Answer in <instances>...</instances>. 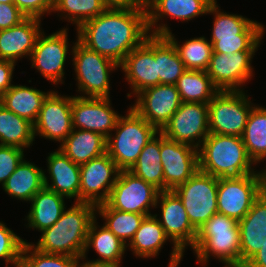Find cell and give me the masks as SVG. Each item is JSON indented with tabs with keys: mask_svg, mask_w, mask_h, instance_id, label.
Returning a JSON list of instances; mask_svg holds the SVG:
<instances>
[{
	"mask_svg": "<svg viewBox=\"0 0 266 267\" xmlns=\"http://www.w3.org/2000/svg\"><path fill=\"white\" fill-rule=\"evenodd\" d=\"M154 57L157 60L160 84L175 85L187 70L175 46L166 36L154 35Z\"/></svg>",
	"mask_w": 266,
	"mask_h": 267,
	"instance_id": "cell-36",
	"label": "cell"
},
{
	"mask_svg": "<svg viewBox=\"0 0 266 267\" xmlns=\"http://www.w3.org/2000/svg\"><path fill=\"white\" fill-rule=\"evenodd\" d=\"M44 187V170L24 159L2 185L8 195L26 202Z\"/></svg>",
	"mask_w": 266,
	"mask_h": 267,
	"instance_id": "cell-30",
	"label": "cell"
},
{
	"mask_svg": "<svg viewBox=\"0 0 266 267\" xmlns=\"http://www.w3.org/2000/svg\"><path fill=\"white\" fill-rule=\"evenodd\" d=\"M262 170V193L266 196V169Z\"/></svg>",
	"mask_w": 266,
	"mask_h": 267,
	"instance_id": "cell-50",
	"label": "cell"
},
{
	"mask_svg": "<svg viewBox=\"0 0 266 267\" xmlns=\"http://www.w3.org/2000/svg\"><path fill=\"white\" fill-rule=\"evenodd\" d=\"M107 139L100 133L75 129L58 148L74 163L82 165L106 153Z\"/></svg>",
	"mask_w": 266,
	"mask_h": 267,
	"instance_id": "cell-27",
	"label": "cell"
},
{
	"mask_svg": "<svg viewBox=\"0 0 266 267\" xmlns=\"http://www.w3.org/2000/svg\"><path fill=\"white\" fill-rule=\"evenodd\" d=\"M241 138L249 158L255 165L266 159V108L264 106L252 107Z\"/></svg>",
	"mask_w": 266,
	"mask_h": 267,
	"instance_id": "cell-34",
	"label": "cell"
},
{
	"mask_svg": "<svg viewBox=\"0 0 266 267\" xmlns=\"http://www.w3.org/2000/svg\"><path fill=\"white\" fill-rule=\"evenodd\" d=\"M16 7L27 17L41 19L53 11L54 0H13Z\"/></svg>",
	"mask_w": 266,
	"mask_h": 267,
	"instance_id": "cell-43",
	"label": "cell"
},
{
	"mask_svg": "<svg viewBox=\"0 0 266 267\" xmlns=\"http://www.w3.org/2000/svg\"><path fill=\"white\" fill-rule=\"evenodd\" d=\"M82 267H120V265H110V264H83Z\"/></svg>",
	"mask_w": 266,
	"mask_h": 267,
	"instance_id": "cell-49",
	"label": "cell"
},
{
	"mask_svg": "<svg viewBox=\"0 0 266 267\" xmlns=\"http://www.w3.org/2000/svg\"><path fill=\"white\" fill-rule=\"evenodd\" d=\"M198 264L205 266L212 255L224 267H240V229L236 219L215 213L197 231L192 247Z\"/></svg>",
	"mask_w": 266,
	"mask_h": 267,
	"instance_id": "cell-4",
	"label": "cell"
},
{
	"mask_svg": "<svg viewBox=\"0 0 266 267\" xmlns=\"http://www.w3.org/2000/svg\"><path fill=\"white\" fill-rule=\"evenodd\" d=\"M47 164L50 179L44 171L45 187L67 199L74 198L79 202L80 165L74 163L59 149L49 154ZM48 179L51 180V184Z\"/></svg>",
	"mask_w": 266,
	"mask_h": 267,
	"instance_id": "cell-24",
	"label": "cell"
},
{
	"mask_svg": "<svg viewBox=\"0 0 266 267\" xmlns=\"http://www.w3.org/2000/svg\"><path fill=\"white\" fill-rule=\"evenodd\" d=\"M72 46L73 66L82 97L110 98V72L120 68L113 60L90 50L78 40ZM87 95V96H85Z\"/></svg>",
	"mask_w": 266,
	"mask_h": 267,
	"instance_id": "cell-7",
	"label": "cell"
},
{
	"mask_svg": "<svg viewBox=\"0 0 266 267\" xmlns=\"http://www.w3.org/2000/svg\"><path fill=\"white\" fill-rule=\"evenodd\" d=\"M41 19L26 18L20 24L0 30V59L17 63L31 56L40 33Z\"/></svg>",
	"mask_w": 266,
	"mask_h": 267,
	"instance_id": "cell-25",
	"label": "cell"
},
{
	"mask_svg": "<svg viewBox=\"0 0 266 267\" xmlns=\"http://www.w3.org/2000/svg\"><path fill=\"white\" fill-rule=\"evenodd\" d=\"M240 229V267L266 244V196L253 202L250 211L238 221Z\"/></svg>",
	"mask_w": 266,
	"mask_h": 267,
	"instance_id": "cell-23",
	"label": "cell"
},
{
	"mask_svg": "<svg viewBox=\"0 0 266 267\" xmlns=\"http://www.w3.org/2000/svg\"><path fill=\"white\" fill-rule=\"evenodd\" d=\"M24 149L0 145V183L3 185L24 159Z\"/></svg>",
	"mask_w": 266,
	"mask_h": 267,
	"instance_id": "cell-42",
	"label": "cell"
},
{
	"mask_svg": "<svg viewBox=\"0 0 266 267\" xmlns=\"http://www.w3.org/2000/svg\"><path fill=\"white\" fill-rule=\"evenodd\" d=\"M243 267H266V244Z\"/></svg>",
	"mask_w": 266,
	"mask_h": 267,
	"instance_id": "cell-46",
	"label": "cell"
},
{
	"mask_svg": "<svg viewBox=\"0 0 266 267\" xmlns=\"http://www.w3.org/2000/svg\"><path fill=\"white\" fill-rule=\"evenodd\" d=\"M160 150L161 132L159 131L143 148L136 163L129 171L136 177L152 184L160 191H164V176Z\"/></svg>",
	"mask_w": 266,
	"mask_h": 267,
	"instance_id": "cell-32",
	"label": "cell"
},
{
	"mask_svg": "<svg viewBox=\"0 0 266 267\" xmlns=\"http://www.w3.org/2000/svg\"><path fill=\"white\" fill-rule=\"evenodd\" d=\"M96 221L97 219L95 218L90 224L81 260L84 261L86 259V253L90 247L96 251L100 259L89 260L82 264L120 265L127 245L115 236L104 224L100 228Z\"/></svg>",
	"mask_w": 266,
	"mask_h": 267,
	"instance_id": "cell-26",
	"label": "cell"
},
{
	"mask_svg": "<svg viewBox=\"0 0 266 267\" xmlns=\"http://www.w3.org/2000/svg\"><path fill=\"white\" fill-rule=\"evenodd\" d=\"M13 266H14V267H23V265H22L21 262H19V263H17V264H14ZM6 267H9V266H6Z\"/></svg>",
	"mask_w": 266,
	"mask_h": 267,
	"instance_id": "cell-52",
	"label": "cell"
},
{
	"mask_svg": "<svg viewBox=\"0 0 266 267\" xmlns=\"http://www.w3.org/2000/svg\"><path fill=\"white\" fill-rule=\"evenodd\" d=\"M115 130V136L111 134L107 138L106 152L120 171H129L143 148L159 132L131 106L126 116H119Z\"/></svg>",
	"mask_w": 266,
	"mask_h": 267,
	"instance_id": "cell-6",
	"label": "cell"
},
{
	"mask_svg": "<svg viewBox=\"0 0 266 267\" xmlns=\"http://www.w3.org/2000/svg\"><path fill=\"white\" fill-rule=\"evenodd\" d=\"M96 206L76 202L51 227L44 229L39 241L32 246L47 254H63L81 258L91 222L96 218Z\"/></svg>",
	"mask_w": 266,
	"mask_h": 267,
	"instance_id": "cell-2",
	"label": "cell"
},
{
	"mask_svg": "<svg viewBox=\"0 0 266 267\" xmlns=\"http://www.w3.org/2000/svg\"><path fill=\"white\" fill-rule=\"evenodd\" d=\"M160 190L136 177L130 171H120L106 203L115 210L153 215ZM151 206V207H150Z\"/></svg>",
	"mask_w": 266,
	"mask_h": 267,
	"instance_id": "cell-11",
	"label": "cell"
},
{
	"mask_svg": "<svg viewBox=\"0 0 266 267\" xmlns=\"http://www.w3.org/2000/svg\"><path fill=\"white\" fill-rule=\"evenodd\" d=\"M0 3H13V0H0Z\"/></svg>",
	"mask_w": 266,
	"mask_h": 267,
	"instance_id": "cell-51",
	"label": "cell"
},
{
	"mask_svg": "<svg viewBox=\"0 0 266 267\" xmlns=\"http://www.w3.org/2000/svg\"><path fill=\"white\" fill-rule=\"evenodd\" d=\"M34 140V125L0 104V145L24 149Z\"/></svg>",
	"mask_w": 266,
	"mask_h": 267,
	"instance_id": "cell-33",
	"label": "cell"
},
{
	"mask_svg": "<svg viewBox=\"0 0 266 267\" xmlns=\"http://www.w3.org/2000/svg\"><path fill=\"white\" fill-rule=\"evenodd\" d=\"M157 216V214L146 216L140 228L135 232L133 239L127 244V247H130L136 257H156L159 255L163 244L170 240L160 225Z\"/></svg>",
	"mask_w": 266,
	"mask_h": 267,
	"instance_id": "cell-31",
	"label": "cell"
},
{
	"mask_svg": "<svg viewBox=\"0 0 266 267\" xmlns=\"http://www.w3.org/2000/svg\"><path fill=\"white\" fill-rule=\"evenodd\" d=\"M81 258L38 251L32 243H24L21 254L23 267H82Z\"/></svg>",
	"mask_w": 266,
	"mask_h": 267,
	"instance_id": "cell-40",
	"label": "cell"
},
{
	"mask_svg": "<svg viewBox=\"0 0 266 267\" xmlns=\"http://www.w3.org/2000/svg\"><path fill=\"white\" fill-rule=\"evenodd\" d=\"M218 178L198 170L173 191L182 200L188 219L198 231L217 209Z\"/></svg>",
	"mask_w": 266,
	"mask_h": 267,
	"instance_id": "cell-10",
	"label": "cell"
},
{
	"mask_svg": "<svg viewBox=\"0 0 266 267\" xmlns=\"http://www.w3.org/2000/svg\"><path fill=\"white\" fill-rule=\"evenodd\" d=\"M73 128L100 133L106 139L114 131L119 114L112 109L110 98L72 96Z\"/></svg>",
	"mask_w": 266,
	"mask_h": 267,
	"instance_id": "cell-19",
	"label": "cell"
},
{
	"mask_svg": "<svg viewBox=\"0 0 266 267\" xmlns=\"http://www.w3.org/2000/svg\"><path fill=\"white\" fill-rule=\"evenodd\" d=\"M255 52H212L206 72L220 91H243L242 85L254 76L251 62Z\"/></svg>",
	"mask_w": 266,
	"mask_h": 267,
	"instance_id": "cell-16",
	"label": "cell"
},
{
	"mask_svg": "<svg viewBox=\"0 0 266 267\" xmlns=\"http://www.w3.org/2000/svg\"><path fill=\"white\" fill-rule=\"evenodd\" d=\"M218 7L215 0L207 12L214 15L212 35L209 40L213 52L227 54L257 51L265 34L264 25L242 15L224 13Z\"/></svg>",
	"mask_w": 266,
	"mask_h": 267,
	"instance_id": "cell-5",
	"label": "cell"
},
{
	"mask_svg": "<svg viewBox=\"0 0 266 267\" xmlns=\"http://www.w3.org/2000/svg\"><path fill=\"white\" fill-rule=\"evenodd\" d=\"M119 67L124 71L133 95L159 85L157 60L154 57V35L150 34L140 46L130 51Z\"/></svg>",
	"mask_w": 266,
	"mask_h": 267,
	"instance_id": "cell-21",
	"label": "cell"
},
{
	"mask_svg": "<svg viewBox=\"0 0 266 267\" xmlns=\"http://www.w3.org/2000/svg\"><path fill=\"white\" fill-rule=\"evenodd\" d=\"M120 170L106 152L80 165L79 202L93 205L105 203Z\"/></svg>",
	"mask_w": 266,
	"mask_h": 267,
	"instance_id": "cell-14",
	"label": "cell"
},
{
	"mask_svg": "<svg viewBox=\"0 0 266 267\" xmlns=\"http://www.w3.org/2000/svg\"><path fill=\"white\" fill-rule=\"evenodd\" d=\"M161 164L164 191L174 190L199 170L198 149L168 139L161 133Z\"/></svg>",
	"mask_w": 266,
	"mask_h": 267,
	"instance_id": "cell-17",
	"label": "cell"
},
{
	"mask_svg": "<svg viewBox=\"0 0 266 267\" xmlns=\"http://www.w3.org/2000/svg\"><path fill=\"white\" fill-rule=\"evenodd\" d=\"M255 104L244 91H219L208 104L209 132L242 137Z\"/></svg>",
	"mask_w": 266,
	"mask_h": 267,
	"instance_id": "cell-9",
	"label": "cell"
},
{
	"mask_svg": "<svg viewBox=\"0 0 266 267\" xmlns=\"http://www.w3.org/2000/svg\"><path fill=\"white\" fill-rule=\"evenodd\" d=\"M16 63L0 59V97L13 85L12 76Z\"/></svg>",
	"mask_w": 266,
	"mask_h": 267,
	"instance_id": "cell-45",
	"label": "cell"
},
{
	"mask_svg": "<svg viewBox=\"0 0 266 267\" xmlns=\"http://www.w3.org/2000/svg\"><path fill=\"white\" fill-rule=\"evenodd\" d=\"M106 8L102 0H54L52 12H61L58 16L76 24L78 29L84 22L97 17Z\"/></svg>",
	"mask_w": 266,
	"mask_h": 267,
	"instance_id": "cell-39",
	"label": "cell"
},
{
	"mask_svg": "<svg viewBox=\"0 0 266 267\" xmlns=\"http://www.w3.org/2000/svg\"><path fill=\"white\" fill-rule=\"evenodd\" d=\"M175 85L182 102L209 104L220 91L204 70H186Z\"/></svg>",
	"mask_w": 266,
	"mask_h": 267,
	"instance_id": "cell-35",
	"label": "cell"
},
{
	"mask_svg": "<svg viewBox=\"0 0 266 267\" xmlns=\"http://www.w3.org/2000/svg\"><path fill=\"white\" fill-rule=\"evenodd\" d=\"M96 213L103 217L104 225L126 245L133 239L146 217L143 214L112 209L106 202L96 205Z\"/></svg>",
	"mask_w": 266,
	"mask_h": 267,
	"instance_id": "cell-37",
	"label": "cell"
},
{
	"mask_svg": "<svg viewBox=\"0 0 266 267\" xmlns=\"http://www.w3.org/2000/svg\"><path fill=\"white\" fill-rule=\"evenodd\" d=\"M156 0H137V8H142L147 10L150 6L154 4Z\"/></svg>",
	"mask_w": 266,
	"mask_h": 267,
	"instance_id": "cell-48",
	"label": "cell"
},
{
	"mask_svg": "<svg viewBox=\"0 0 266 267\" xmlns=\"http://www.w3.org/2000/svg\"><path fill=\"white\" fill-rule=\"evenodd\" d=\"M107 8H137V0H102Z\"/></svg>",
	"mask_w": 266,
	"mask_h": 267,
	"instance_id": "cell-47",
	"label": "cell"
},
{
	"mask_svg": "<svg viewBox=\"0 0 266 267\" xmlns=\"http://www.w3.org/2000/svg\"><path fill=\"white\" fill-rule=\"evenodd\" d=\"M262 193V171L240 179H219L217 189L218 213L240 221Z\"/></svg>",
	"mask_w": 266,
	"mask_h": 267,
	"instance_id": "cell-12",
	"label": "cell"
},
{
	"mask_svg": "<svg viewBox=\"0 0 266 267\" xmlns=\"http://www.w3.org/2000/svg\"><path fill=\"white\" fill-rule=\"evenodd\" d=\"M215 0H156L147 9V26L151 35L166 36L171 33L168 25L158 24L164 17L190 21L195 17L207 15L210 5ZM156 24V25H155ZM156 26V27H155ZM155 27V28H154ZM153 29V30H152Z\"/></svg>",
	"mask_w": 266,
	"mask_h": 267,
	"instance_id": "cell-22",
	"label": "cell"
},
{
	"mask_svg": "<svg viewBox=\"0 0 266 267\" xmlns=\"http://www.w3.org/2000/svg\"><path fill=\"white\" fill-rule=\"evenodd\" d=\"M67 30L63 28L48 36L44 31L41 32L29 58L31 67H35L47 81L55 85L59 82L63 84L64 80V66L69 50Z\"/></svg>",
	"mask_w": 266,
	"mask_h": 267,
	"instance_id": "cell-15",
	"label": "cell"
},
{
	"mask_svg": "<svg viewBox=\"0 0 266 267\" xmlns=\"http://www.w3.org/2000/svg\"><path fill=\"white\" fill-rule=\"evenodd\" d=\"M51 92L52 90L44 92L25 85H12L0 97V103L6 109L34 125L44 100Z\"/></svg>",
	"mask_w": 266,
	"mask_h": 267,
	"instance_id": "cell-28",
	"label": "cell"
},
{
	"mask_svg": "<svg viewBox=\"0 0 266 267\" xmlns=\"http://www.w3.org/2000/svg\"><path fill=\"white\" fill-rule=\"evenodd\" d=\"M199 170L219 179H240L257 171L241 137L210 133L198 148Z\"/></svg>",
	"mask_w": 266,
	"mask_h": 267,
	"instance_id": "cell-3",
	"label": "cell"
},
{
	"mask_svg": "<svg viewBox=\"0 0 266 267\" xmlns=\"http://www.w3.org/2000/svg\"><path fill=\"white\" fill-rule=\"evenodd\" d=\"M159 204L161 205V218L158 220L174 246L168 267H178L184 256L185 248L193 247L197 230L190 223L182 200L173 190L160 191L156 206Z\"/></svg>",
	"mask_w": 266,
	"mask_h": 267,
	"instance_id": "cell-8",
	"label": "cell"
},
{
	"mask_svg": "<svg viewBox=\"0 0 266 267\" xmlns=\"http://www.w3.org/2000/svg\"><path fill=\"white\" fill-rule=\"evenodd\" d=\"M160 132L168 139L198 149L210 134L208 104L182 102Z\"/></svg>",
	"mask_w": 266,
	"mask_h": 267,
	"instance_id": "cell-13",
	"label": "cell"
},
{
	"mask_svg": "<svg viewBox=\"0 0 266 267\" xmlns=\"http://www.w3.org/2000/svg\"><path fill=\"white\" fill-rule=\"evenodd\" d=\"M26 18L14 3H0V30L16 26Z\"/></svg>",
	"mask_w": 266,
	"mask_h": 267,
	"instance_id": "cell-44",
	"label": "cell"
},
{
	"mask_svg": "<svg viewBox=\"0 0 266 267\" xmlns=\"http://www.w3.org/2000/svg\"><path fill=\"white\" fill-rule=\"evenodd\" d=\"M131 106L148 123L161 131L182 101L176 85L159 84L139 92Z\"/></svg>",
	"mask_w": 266,
	"mask_h": 267,
	"instance_id": "cell-18",
	"label": "cell"
},
{
	"mask_svg": "<svg viewBox=\"0 0 266 267\" xmlns=\"http://www.w3.org/2000/svg\"><path fill=\"white\" fill-rule=\"evenodd\" d=\"M71 103L72 96H61L57 91H52L40 109L34 124V136L39 135L61 144L73 130Z\"/></svg>",
	"mask_w": 266,
	"mask_h": 267,
	"instance_id": "cell-20",
	"label": "cell"
},
{
	"mask_svg": "<svg viewBox=\"0 0 266 267\" xmlns=\"http://www.w3.org/2000/svg\"><path fill=\"white\" fill-rule=\"evenodd\" d=\"M76 30L83 45L118 65L150 35L142 8H106Z\"/></svg>",
	"mask_w": 266,
	"mask_h": 267,
	"instance_id": "cell-1",
	"label": "cell"
},
{
	"mask_svg": "<svg viewBox=\"0 0 266 267\" xmlns=\"http://www.w3.org/2000/svg\"><path fill=\"white\" fill-rule=\"evenodd\" d=\"M166 37L175 46L187 70L206 71L208 69L213 49L212 44L204 36L186 40L182 45L176 41L172 32Z\"/></svg>",
	"mask_w": 266,
	"mask_h": 267,
	"instance_id": "cell-38",
	"label": "cell"
},
{
	"mask_svg": "<svg viewBox=\"0 0 266 267\" xmlns=\"http://www.w3.org/2000/svg\"><path fill=\"white\" fill-rule=\"evenodd\" d=\"M66 197L44 187L30 200L31 208L26 216L28 227L42 232L55 224L63 214Z\"/></svg>",
	"mask_w": 266,
	"mask_h": 267,
	"instance_id": "cell-29",
	"label": "cell"
},
{
	"mask_svg": "<svg viewBox=\"0 0 266 267\" xmlns=\"http://www.w3.org/2000/svg\"><path fill=\"white\" fill-rule=\"evenodd\" d=\"M24 243H26L25 240L6 227L2 221L0 222V259L5 260V265L21 262Z\"/></svg>",
	"mask_w": 266,
	"mask_h": 267,
	"instance_id": "cell-41",
	"label": "cell"
}]
</instances>
